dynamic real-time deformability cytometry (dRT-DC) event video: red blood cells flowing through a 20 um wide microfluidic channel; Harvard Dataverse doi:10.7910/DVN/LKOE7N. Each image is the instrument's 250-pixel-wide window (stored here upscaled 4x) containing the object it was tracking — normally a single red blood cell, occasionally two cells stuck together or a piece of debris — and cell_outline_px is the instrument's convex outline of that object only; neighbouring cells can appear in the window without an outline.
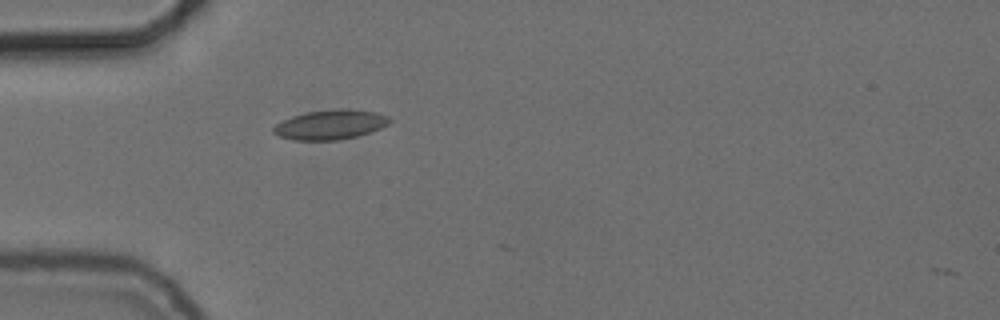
{"species": "common noctule bat (a hibernating species)", "species_latin": "Nyctalus noctula", "temperature_condition": "cold", "stored_images_in_passage": 3, "camera_frame_rate_fps": 3000, "um_per_image_px": 0.085, "animal": {"sex": "female", "body_mass_g": 24.6, "forearm_length_mm": 56.2}, "frame": {"image": 1, "passage_image": 1, "time_ms": 0.0, "image_size_px": [1000, 320], "cell_outline_px": [[392, 120], [388, 124], [380, 128], [356, 136], [336, 140], [292, 140], [280, 136], [272, 132], [272, 128], [276, 124], [292, 116], [308, 112], [340, 108], [348, 108], [376, 112], [388, 116]], "centroid_in_image_um": [28.08, 10.58], "position_along_channel_um": 56.9, "area_um2": 19.94}}